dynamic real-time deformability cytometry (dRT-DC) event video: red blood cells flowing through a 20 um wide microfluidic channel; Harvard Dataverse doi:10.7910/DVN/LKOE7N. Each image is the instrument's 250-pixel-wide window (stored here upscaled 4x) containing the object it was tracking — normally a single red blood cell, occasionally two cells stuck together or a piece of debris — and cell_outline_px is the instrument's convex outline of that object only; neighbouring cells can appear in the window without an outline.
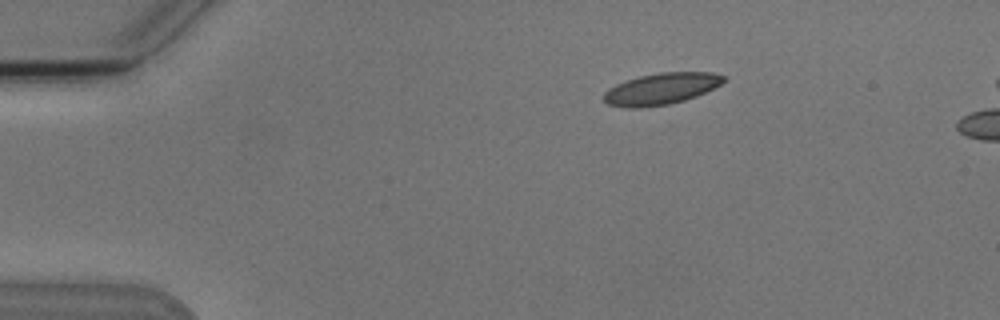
{"species": "Egyptian fruit bat (a non-hibernating species)", "species_latin": "Rousettus aegyptiacus", "temperature_condition": "cold", "stored_images_in_passage": 5, "camera_frame_rate_fps": 3000, "um_per_image_px": 0.085, "animal": {"sex": "male"}, "frame": {"image": 1, "passage_image": 3, "time_ms": 2.333, "image_size_px": [1000, 320], "cell_outline_px": [[724, 80], [720, 84], [696, 96], [684, 100], [668, 104], [640, 108], [624, 108], [608, 104], [604, 100], [604, 92], [616, 84], [640, 76], [660, 72], [712, 72], [724, 76]], "centroid_in_image_um": [56.17, 7.55], "position_along_channel_um": 28.8, "area_um2": 21.73}}